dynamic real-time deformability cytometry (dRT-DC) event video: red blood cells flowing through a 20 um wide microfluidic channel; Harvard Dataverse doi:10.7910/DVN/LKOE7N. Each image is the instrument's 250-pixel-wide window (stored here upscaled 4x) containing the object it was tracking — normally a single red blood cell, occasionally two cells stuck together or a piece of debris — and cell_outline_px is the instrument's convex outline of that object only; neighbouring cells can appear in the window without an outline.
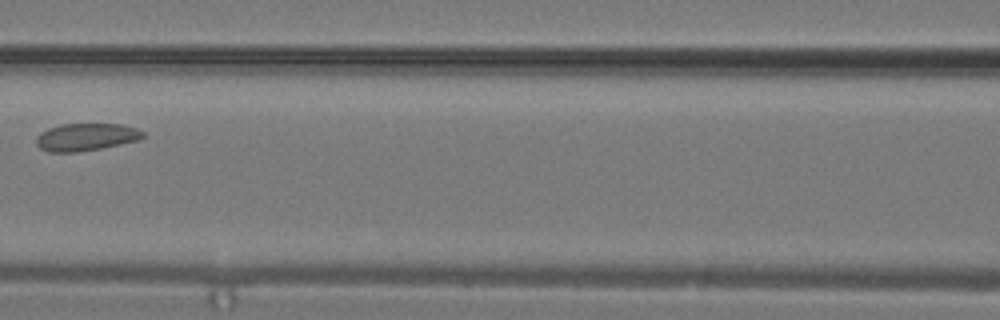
{"species": "common noctule bat (a hibernating species)", "species_latin": "Nyctalus noctula", "temperature_condition": "warm", "stored_images_in_passage": 11, "camera_frame_rate_fps": 3000, "um_per_image_px": 0.085, "animal": {"sex": "male", "body_mass_g": 19.2, "forearm_length_mm": 51.8}, "frame": {"image": 1, "passage_image": 10, "time_ms": 3.0, "image_size_px": [1000, 320], "cell_outline_px": [[144, 136], [140, 140], [80, 152], [48, 152], [40, 148], [36, 144], [36, 136], [40, 132], [48, 128], [60, 124], [120, 124], [136, 128], [144, 132]], "centroid_in_image_um": [7.29, 11.65], "position_along_channel_um": 159.3, "area_um2": 17.17}}